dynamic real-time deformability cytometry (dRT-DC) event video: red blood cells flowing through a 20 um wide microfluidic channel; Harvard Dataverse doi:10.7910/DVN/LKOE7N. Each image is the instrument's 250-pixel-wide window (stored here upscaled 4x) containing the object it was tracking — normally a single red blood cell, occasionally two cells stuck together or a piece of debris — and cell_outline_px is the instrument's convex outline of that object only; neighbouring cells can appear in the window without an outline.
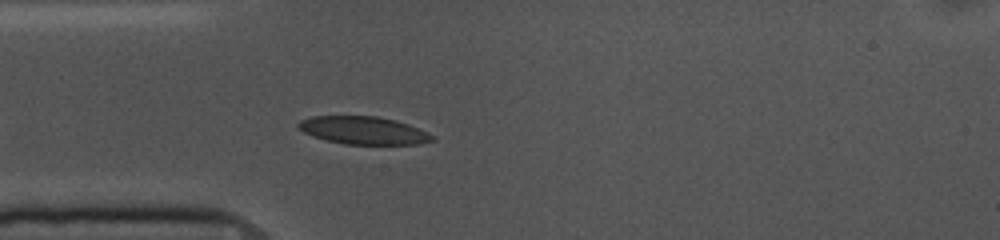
{"species": "common noctule bat (a hibernating species)", "species_latin": "Nyctalus noctula", "temperature_condition": "cold", "stored_images_in_passage": 10, "camera_frame_rate_fps": 3000, "um_per_image_px": 0.085, "animal": {"sex": "female", "body_mass_g": 10.0, "forearm_length_mm": 53.1}, "frame": {"image": 1, "passage_image": 6, "time_ms": 1.667, "image_size_px": [1000, 240], "cell_outline_px": [[436, 140], [416, 144], [344, 144], [312, 136], [304, 132], [296, 124], [300, 120], [312, 116], [376, 116], [396, 120], [408, 124], [428, 132]], "centroid_in_image_um": [30.89, 11.08], "position_along_channel_um": 54.1, "area_um2": 21.56}}
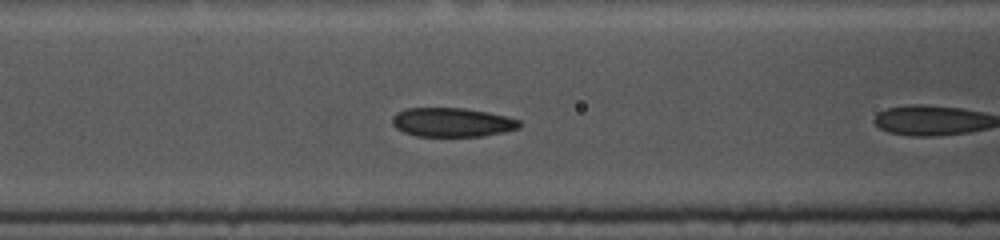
{"frame": {"image": 2, "passage_image": 9, "time_ms": 2.667, "image_size_px": [1000, 240], "cell_outline_px": [[520, 128], [504, 132], [484, 136], [416, 136], [404, 132], [396, 128], [392, 124], [392, 116], [396, 112], [408, 108], [464, 108], [488, 112], [520, 120]], "centroid_in_image_um": [38.42, 10.4], "position_along_channel_um": 128.2, "area_um2": 21.56}}